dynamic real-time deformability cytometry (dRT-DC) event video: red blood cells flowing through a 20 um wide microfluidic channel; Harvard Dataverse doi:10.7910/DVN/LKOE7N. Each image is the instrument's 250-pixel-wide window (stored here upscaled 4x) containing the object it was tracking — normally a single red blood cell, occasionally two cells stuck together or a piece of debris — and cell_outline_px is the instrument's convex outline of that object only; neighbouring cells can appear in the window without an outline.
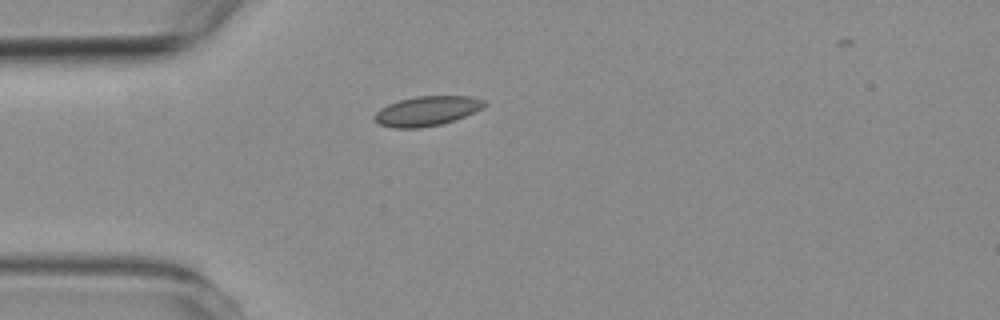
{"species": "common noctule bat (a hibernating species)", "species_latin": "Nyctalus noctula", "temperature_condition": "room temperature", "stored_images_in_passage": 7, "camera_frame_rate_fps": 3000, "um_per_image_px": 0.085, "animal": {"sex": "female", "body_mass_g": 19.3, "forearm_length_mm": 54.1}, "frame": {"image": 1, "passage_image": 1, "time_ms": 0.0, "image_size_px": [1000, 320], "cell_outline_px": [[488, 104], [484, 108], [464, 116], [440, 124], [416, 128], [392, 128], [380, 124], [372, 120], [372, 116], [380, 108], [388, 104], [400, 100], [416, 96], [472, 96], [484, 100]], "centroid_in_image_um": [36.27, 9.43], "position_along_channel_um": 48.7, "area_um2": 19.02}}
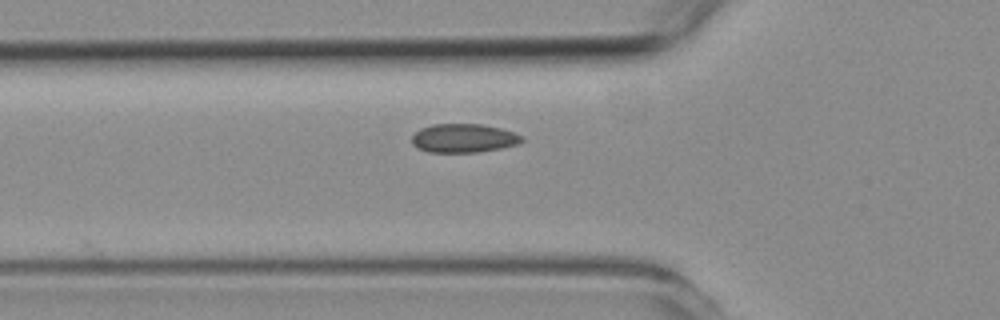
{"frame": {"image": 2, "passage_image": 5, "time_ms": 1.333, "image_size_px": [1000, 320], "cell_outline_px": [[524, 140], [516, 144], [500, 148], [480, 152], [428, 152], [416, 148], [412, 144], [412, 136], [420, 128], [432, 124], [480, 124], [500, 128], [524, 136]], "centroid_in_image_um": [39.38, 11.75], "position_along_channel_um": 86.4, "area_um2": 18.44}}